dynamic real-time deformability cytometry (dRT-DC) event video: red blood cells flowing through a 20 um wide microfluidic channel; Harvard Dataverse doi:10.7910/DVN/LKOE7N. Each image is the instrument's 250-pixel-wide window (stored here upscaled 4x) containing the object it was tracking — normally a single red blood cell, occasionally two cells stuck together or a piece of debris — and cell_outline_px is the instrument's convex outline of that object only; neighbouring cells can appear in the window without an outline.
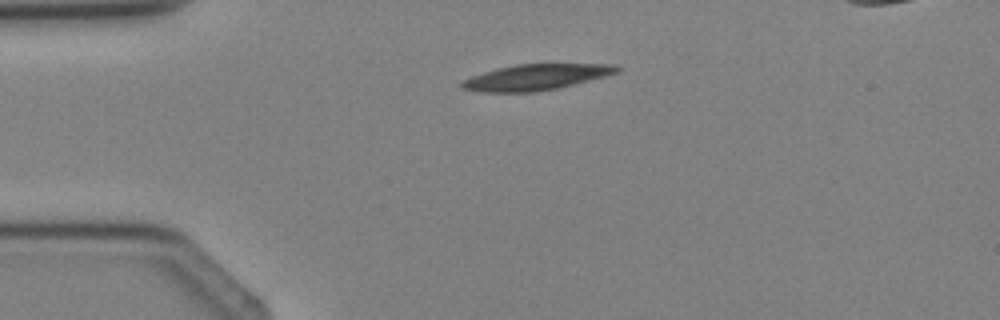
{"species": "Egyptian fruit bat (a non-hibernating species)", "species_latin": "Rousettus aegyptiacus", "temperature_condition": "cold", "stored_images_in_passage": 5, "camera_frame_rate_fps": 3000, "um_per_image_px": 0.085, "animal": {"sex": "female"}, "frame": {"image": 1, "passage_image": 5, "time_ms": 4.667, "image_size_px": [1000, 320], "cell_outline_px": [[620, 68], [616, 72], [604, 76], [556, 88], [536, 92], [480, 92], [460, 88], [460, 84], [464, 80], [472, 76], [496, 68], [516, 64], [616, 64]], "centroid_in_image_um": [45.49, 6.56], "position_along_channel_um": 39.5, "area_um2": 23.06}}